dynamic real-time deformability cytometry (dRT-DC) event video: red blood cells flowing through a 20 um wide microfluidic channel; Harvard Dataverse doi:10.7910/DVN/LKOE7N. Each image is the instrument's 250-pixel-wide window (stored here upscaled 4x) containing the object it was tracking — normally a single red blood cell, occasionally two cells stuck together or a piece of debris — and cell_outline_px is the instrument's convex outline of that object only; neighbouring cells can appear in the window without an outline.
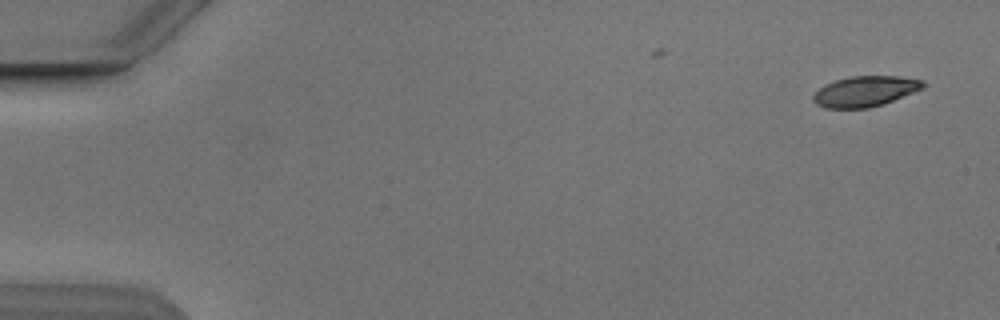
{"species": "Egyptian fruit bat (a non-hibernating species)", "species_latin": "Rousettus aegyptiacus", "temperature_condition": "cold", "stored_images_in_passage": 2, "camera_frame_rate_fps": 3000, "um_per_image_px": 0.085, "animal": {"sex": "male"}, "frame": {"image": 1, "passage_image": 2, "time_ms": 1.0, "image_size_px": [1000, 320], "cell_outline_px": [[928, 84], [924, 88], [884, 104], [868, 108], [824, 108], [816, 104], [812, 100], [812, 96], [824, 84], [836, 80], [852, 76], [896, 76], [924, 80]], "centroid_in_image_um": [73.56, 7.76], "position_along_channel_um": 11.4, "area_um2": 19.65}}